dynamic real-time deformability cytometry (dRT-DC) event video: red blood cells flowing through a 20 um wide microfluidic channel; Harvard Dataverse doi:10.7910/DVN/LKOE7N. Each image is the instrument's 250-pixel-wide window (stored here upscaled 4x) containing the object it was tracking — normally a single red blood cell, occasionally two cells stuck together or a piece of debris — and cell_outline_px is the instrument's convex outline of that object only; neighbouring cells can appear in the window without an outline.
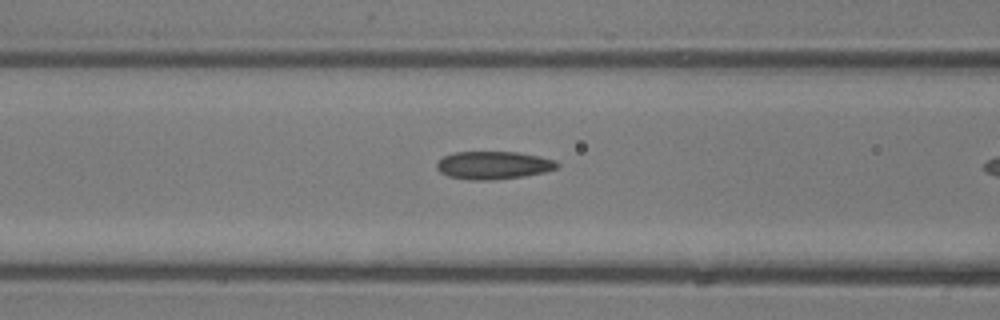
{"species": "common noctule bat (a hibernating species)", "species_latin": "Nyctalus noctula", "temperature_condition": "room temperature", "stored_images_in_passage": 9, "camera_frame_rate_fps": 3000, "um_per_image_px": 0.085, "animal": {"sex": "male", "body_mass_g": 13.3}, "frame": {"image": 1, "passage_image": 8, "time_ms": 2.333, "image_size_px": [1000, 320], "cell_outline_px": [[560, 164], [556, 168], [544, 172], [524, 176], [492, 180], [472, 180], [448, 176], [440, 172], [436, 168], [436, 164], [444, 156], [452, 152], [516, 152], [540, 156], [556, 160]], "centroid_in_image_um": [41.94, 14.04], "position_along_channel_um": 124.7, "area_um2": 19.59}}